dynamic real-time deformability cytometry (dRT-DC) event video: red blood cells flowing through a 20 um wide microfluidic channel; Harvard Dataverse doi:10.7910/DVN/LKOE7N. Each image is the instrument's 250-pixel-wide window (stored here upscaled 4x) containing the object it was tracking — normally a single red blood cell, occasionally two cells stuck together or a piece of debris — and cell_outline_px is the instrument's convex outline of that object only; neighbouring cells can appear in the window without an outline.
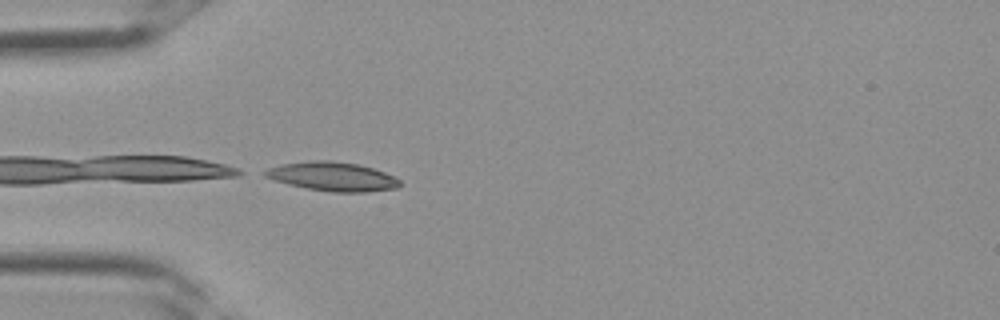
{"species": "Egyptian fruit bat (a non-hibernating species)", "species_latin": "Rousettus aegyptiacus", "temperature_condition": "room temperature", "stored_images_in_passage": 11, "camera_frame_rate_fps": 3000, "um_per_image_px": 0.085, "frame": {"image": 1, "passage_image": 11, "time_ms": 3.333, "image_size_px": [1000, 320], "cell_outline_px": [[400, 184], [396, 188], [368, 192], [332, 192], [308, 188], [288, 184], [272, 180], [264, 176], [260, 172], [268, 168], [280, 164], [312, 160], [328, 160], [356, 164], [372, 168], [384, 172], [400, 180]], "centroid_in_image_um": [28.2, 15.0], "position_along_channel_um": 56.8, "area_um2": 22.72}}